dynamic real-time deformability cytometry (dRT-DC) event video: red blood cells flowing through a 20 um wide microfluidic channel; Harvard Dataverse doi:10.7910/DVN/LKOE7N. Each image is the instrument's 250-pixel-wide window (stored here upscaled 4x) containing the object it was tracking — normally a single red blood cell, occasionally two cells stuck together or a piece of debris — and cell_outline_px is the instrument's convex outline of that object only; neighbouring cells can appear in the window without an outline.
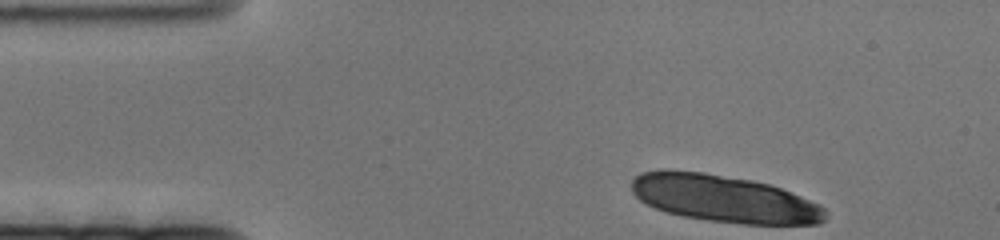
{"species": "human", "species_latin": "Homo sapiens", "temperature_condition": "cold", "stored_images_in_passage": 13, "camera_frame_rate_fps": 3000, "um_per_image_px": 0.085, "donor": {"sex": "female"}, "frame": {"image": 1, "passage_image": 1, "time_ms": 0.0, "image_size_px": [1000, 240], "cell_outline_px": [[828, 216], [824, 220], [816, 224], [744, 224], [708, 220], [684, 216], [668, 212], [656, 208], [640, 200], [632, 192], [632, 180], [636, 176], [644, 172], [704, 172], [752, 180], [768, 184], [780, 188], [808, 200], [824, 208]], "centroid_in_image_um": [61.58, 16.91], "position_along_channel_um": 23.4, "area_um2": 52.14}}